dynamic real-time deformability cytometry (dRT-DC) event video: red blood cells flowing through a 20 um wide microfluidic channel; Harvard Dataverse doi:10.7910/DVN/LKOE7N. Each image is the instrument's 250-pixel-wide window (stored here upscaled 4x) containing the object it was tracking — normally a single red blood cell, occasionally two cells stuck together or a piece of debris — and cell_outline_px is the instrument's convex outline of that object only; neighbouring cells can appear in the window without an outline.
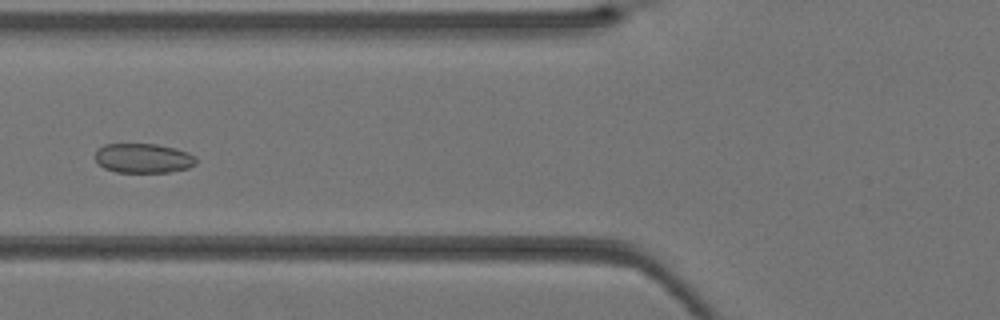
{"species": "Egyptian fruit bat (a non-hibernating species)", "species_latin": "Rousettus aegyptiacus", "temperature_condition": "warm", "stored_images_in_passage": 36, "camera_frame_rate_fps": 3000, "um_per_image_px": 0.085, "animal": {"sex": "female"}, "frame": {"image": 1, "passage_image": 11, "time_ms": 3.333, "image_size_px": [1000, 320], "cell_outline_px": [[196, 164], [188, 168], [168, 172], [116, 172], [104, 168], [96, 160], [96, 148], [104, 144], [156, 144], [176, 148], [188, 152], [196, 156]], "centroid_in_image_um": [12.19, 13.44], "position_along_channel_um": 113.6, "area_um2": 17.46}}
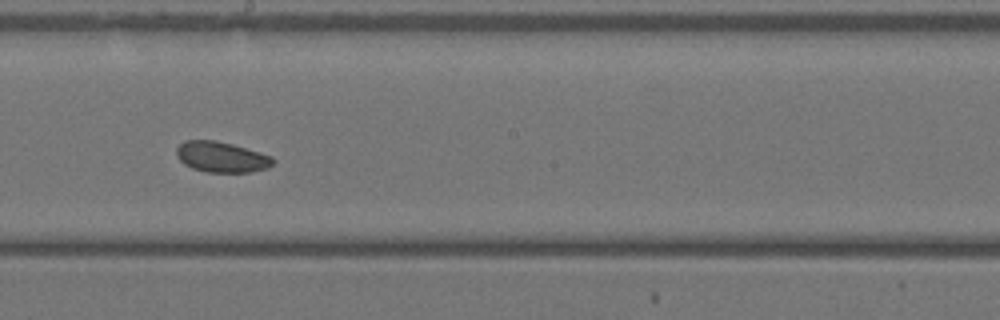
{"frame": {"image": 2, "passage_image": 18, "time_ms": 5.667, "image_size_px": [1000, 320], "cell_outline_px": [[276, 160], [268, 168], [252, 172], [208, 172], [192, 168], [184, 164], [176, 156], [176, 148], [184, 140], [216, 140], [232, 144], [260, 152], [272, 156]], "centroid_in_image_um": [18.83, 13.34], "position_along_channel_um": 229.4, "area_um2": 17.34}}
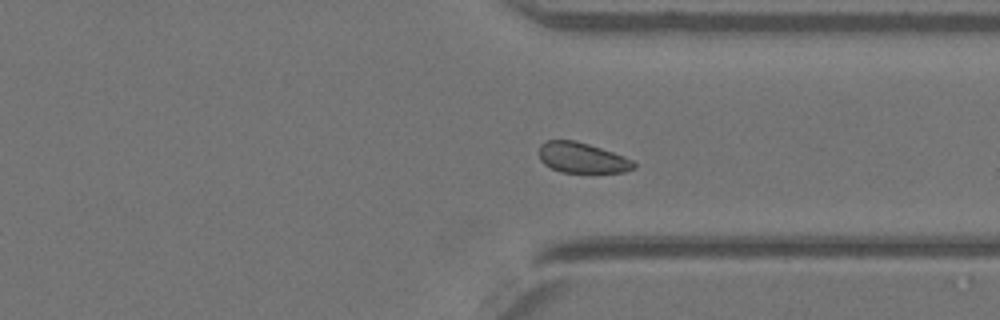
{"frame": {"image": 3, "passage_image": 26, "time_ms": 8.333, "image_size_px": [1000, 320], "cell_outline_px": [[636, 168], [624, 172], [560, 172], [544, 164], [540, 160], [540, 144], [544, 140], [576, 140], [624, 156], [632, 160], [636, 164]], "centroid_in_image_um": [49.47, 13.41], "position_along_channel_um": 361.9, "area_um2": 16.76}}